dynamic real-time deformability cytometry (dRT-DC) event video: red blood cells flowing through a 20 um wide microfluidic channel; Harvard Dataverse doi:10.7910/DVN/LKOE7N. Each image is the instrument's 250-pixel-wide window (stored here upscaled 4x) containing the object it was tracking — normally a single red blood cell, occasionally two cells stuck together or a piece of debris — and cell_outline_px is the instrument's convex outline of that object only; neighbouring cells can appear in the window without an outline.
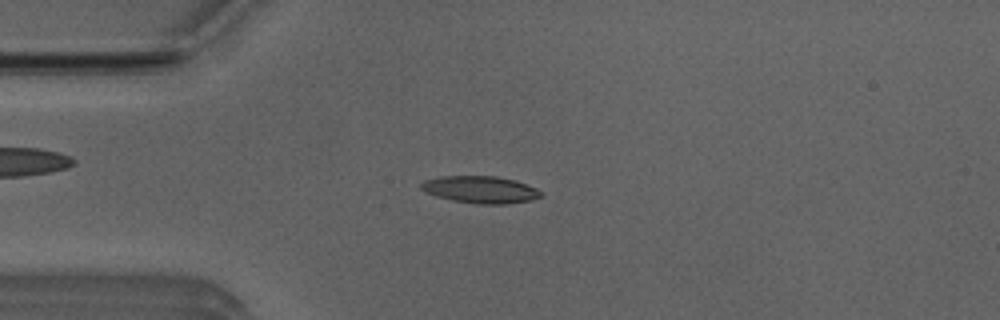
{"species": "Egyptian fruit bat (a non-hibernating species)", "species_latin": "Rousettus aegyptiacus", "temperature_condition": "room temperature", "stored_images_in_passage": 50, "camera_frame_rate_fps": 3000, "um_per_image_px": 0.085, "animal": {"sex": "male"}, "frame": {"image": 1, "passage_image": 12, "time_ms": 3.667, "image_size_px": [1000, 320], "cell_outline_px": [[544, 196], [532, 200], [508, 204], [476, 204], [452, 200], [436, 196], [424, 192], [420, 188], [420, 184], [424, 180], [440, 176], [496, 176], [512, 180], [536, 188], [544, 192]], "centroid_in_image_um": [40.83, 16.12], "position_along_channel_um": 44.2, "area_um2": 19.07}}
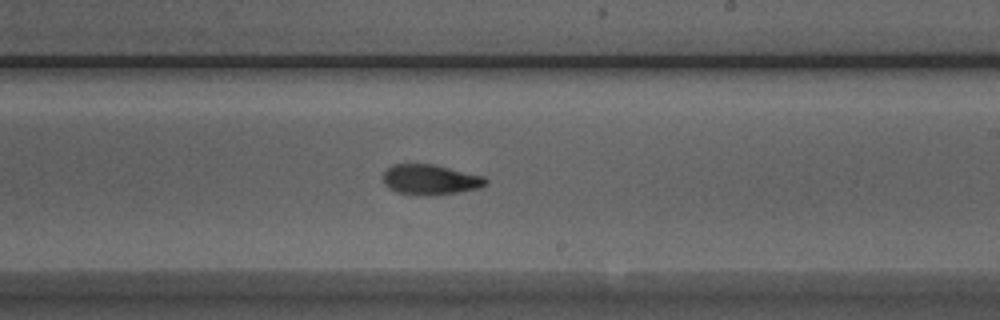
{"frame": {"image": 2, "passage_image": 29, "time_ms": 9.333, "image_size_px": [1000, 320], "cell_outline_px": [[488, 184], [480, 188], [456, 192], [428, 196], [424, 196], [396, 192], [388, 188], [384, 184], [384, 172], [392, 164], [432, 164], [484, 176], [488, 180]], "centroid_in_image_um": [36.58, 15.27], "position_along_channel_um": 252.4, "area_um2": 18.09}}
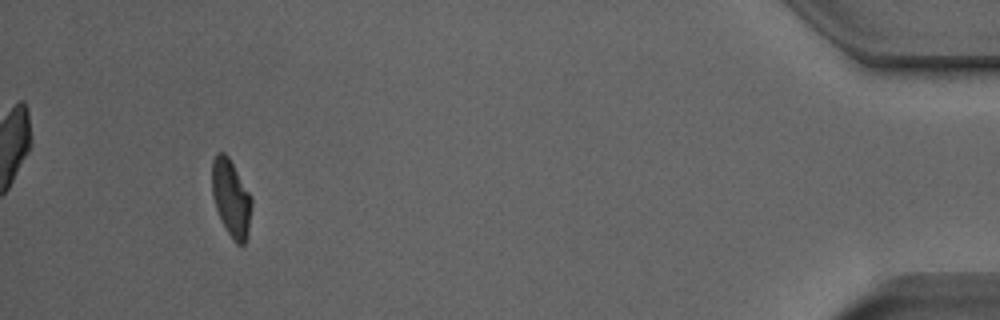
{"frame": {"image": 3, "passage_image": 47, "time_ms": 15.333, "image_size_px": [1000, 320], "cell_outline_px": [[252, 204], [248, 236], [244, 244], [236, 244], [232, 240], [216, 208], [212, 196], [212, 160], [216, 152], [224, 152], [228, 156], [252, 196]], "centroid_in_image_um": [19.65, 16.83], "position_along_channel_um": 415.5, "area_um2": 17.86}, "authors_computed_cell_mechanics": {"area_um2": 18.0625, "velocity_mm_per_s": 3.9773, "shape_relaxation_time_tau1_ms": 7.637, "shape_relaxation_time_tau2_ms": 2.5757, "deformation_change_tau1": 0.214, "deformation_change_tau2": 0.0928}}